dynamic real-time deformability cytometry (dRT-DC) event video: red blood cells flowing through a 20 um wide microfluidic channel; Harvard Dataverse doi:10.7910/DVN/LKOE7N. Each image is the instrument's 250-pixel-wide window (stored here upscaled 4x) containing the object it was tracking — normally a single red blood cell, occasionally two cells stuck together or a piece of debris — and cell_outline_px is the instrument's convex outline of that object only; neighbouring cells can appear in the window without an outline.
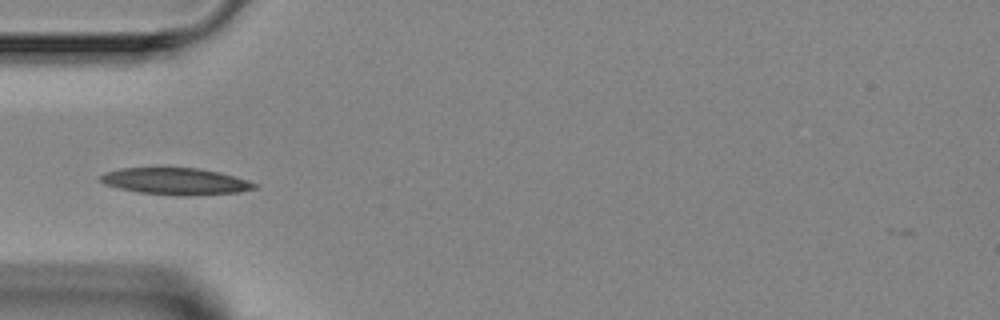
{"species": "Egyptian fruit bat (a non-hibernating species)", "species_latin": "Rousettus aegyptiacus", "temperature_condition": "room temperature", "stored_images_in_passage": 4, "camera_frame_rate_fps": 3000, "um_per_image_px": 0.085, "animal": {"sex": "female"}, "frame": {"image": 1, "passage_image": 3, "time_ms": 3.333, "image_size_px": [1000, 320], "cell_outline_px": [[260, 184], [256, 188], [240, 192], [192, 196], [180, 196], [140, 192], [120, 188], [104, 184], [100, 180], [100, 176], [104, 172], [120, 168], [160, 164], [200, 168], [220, 172], [248, 180]], "centroid_in_image_um": [14.92, 15.36], "position_along_channel_um": 70.1, "area_um2": 25.32}}
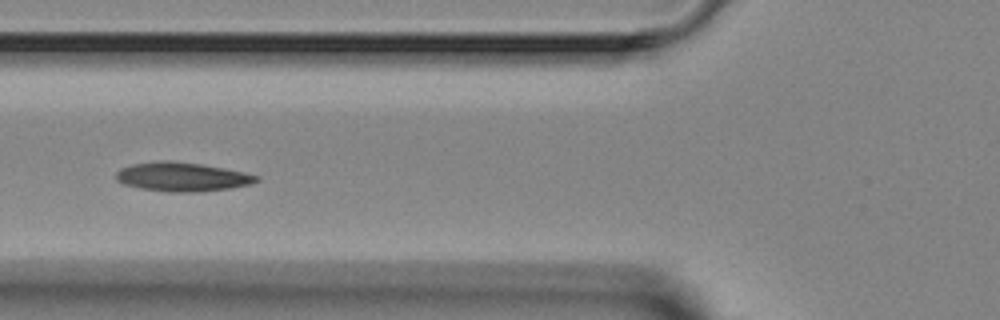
{"frame": {"image": 2, "passage_image": 4, "time_ms": 4.333, "image_size_px": [1000, 320], "cell_outline_px": [[260, 180], [252, 184], [228, 188], [200, 192], [168, 192], [140, 188], [124, 184], [116, 180], [116, 172], [120, 168], [132, 164], [160, 160], [168, 160], [200, 164], [224, 168], [244, 172], [260, 176]], "centroid_in_image_um": [15.48, 15.03], "position_along_channel_um": 110.3, "area_um2": 23.81}}